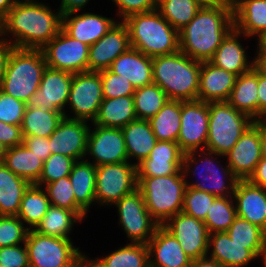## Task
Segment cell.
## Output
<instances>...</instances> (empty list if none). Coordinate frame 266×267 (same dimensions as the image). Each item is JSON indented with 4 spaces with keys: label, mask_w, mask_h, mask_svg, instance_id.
Returning a JSON list of instances; mask_svg holds the SVG:
<instances>
[{
    "label": "cell",
    "mask_w": 266,
    "mask_h": 267,
    "mask_svg": "<svg viewBox=\"0 0 266 267\" xmlns=\"http://www.w3.org/2000/svg\"><path fill=\"white\" fill-rule=\"evenodd\" d=\"M162 226L177 239L192 261L208 256L209 233L204 221L179 212Z\"/></svg>",
    "instance_id": "obj_15"
},
{
    "label": "cell",
    "mask_w": 266,
    "mask_h": 267,
    "mask_svg": "<svg viewBox=\"0 0 266 267\" xmlns=\"http://www.w3.org/2000/svg\"><path fill=\"white\" fill-rule=\"evenodd\" d=\"M102 81L99 72H80L73 74L67 105L74 116L64 117L88 121L95 120L103 101ZM69 103V104H68Z\"/></svg>",
    "instance_id": "obj_13"
},
{
    "label": "cell",
    "mask_w": 266,
    "mask_h": 267,
    "mask_svg": "<svg viewBox=\"0 0 266 267\" xmlns=\"http://www.w3.org/2000/svg\"><path fill=\"white\" fill-rule=\"evenodd\" d=\"M77 221L82 220L73 211L50 205L34 231L44 236L70 239L69 233Z\"/></svg>",
    "instance_id": "obj_39"
},
{
    "label": "cell",
    "mask_w": 266,
    "mask_h": 267,
    "mask_svg": "<svg viewBox=\"0 0 266 267\" xmlns=\"http://www.w3.org/2000/svg\"><path fill=\"white\" fill-rule=\"evenodd\" d=\"M85 267H149V251L145 244L129 243L103 258L90 260Z\"/></svg>",
    "instance_id": "obj_35"
},
{
    "label": "cell",
    "mask_w": 266,
    "mask_h": 267,
    "mask_svg": "<svg viewBox=\"0 0 266 267\" xmlns=\"http://www.w3.org/2000/svg\"><path fill=\"white\" fill-rule=\"evenodd\" d=\"M248 180L259 187L266 188V157L261 158Z\"/></svg>",
    "instance_id": "obj_56"
},
{
    "label": "cell",
    "mask_w": 266,
    "mask_h": 267,
    "mask_svg": "<svg viewBox=\"0 0 266 267\" xmlns=\"http://www.w3.org/2000/svg\"><path fill=\"white\" fill-rule=\"evenodd\" d=\"M131 47L149 57L178 52L179 32L156 9L126 17Z\"/></svg>",
    "instance_id": "obj_4"
},
{
    "label": "cell",
    "mask_w": 266,
    "mask_h": 267,
    "mask_svg": "<svg viewBox=\"0 0 266 267\" xmlns=\"http://www.w3.org/2000/svg\"><path fill=\"white\" fill-rule=\"evenodd\" d=\"M208 122L209 103L201 100L181 101V124L177 143L184 154L206 149Z\"/></svg>",
    "instance_id": "obj_14"
},
{
    "label": "cell",
    "mask_w": 266,
    "mask_h": 267,
    "mask_svg": "<svg viewBox=\"0 0 266 267\" xmlns=\"http://www.w3.org/2000/svg\"><path fill=\"white\" fill-rule=\"evenodd\" d=\"M149 122L157 141L177 142L181 124V101L168 100Z\"/></svg>",
    "instance_id": "obj_38"
},
{
    "label": "cell",
    "mask_w": 266,
    "mask_h": 267,
    "mask_svg": "<svg viewBox=\"0 0 266 267\" xmlns=\"http://www.w3.org/2000/svg\"><path fill=\"white\" fill-rule=\"evenodd\" d=\"M233 196L217 197L211 204L204 223L208 233L226 232L237 217Z\"/></svg>",
    "instance_id": "obj_43"
},
{
    "label": "cell",
    "mask_w": 266,
    "mask_h": 267,
    "mask_svg": "<svg viewBox=\"0 0 266 267\" xmlns=\"http://www.w3.org/2000/svg\"><path fill=\"white\" fill-rule=\"evenodd\" d=\"M62 28L61 13L35 1H17L5 17L4 33L16 37L13 47L42 49ZM7 33V34H6Z\"/></svg>",
    "instance_id": "obj_2"
},
{
    "label": "cell",
    "mask_w": 266,
    "mask_h": 267,
    "mask_svg": "<svg viewBox=\"0 0 266 267\" xmlns=\"http://www.w3.org/2000/svg\"><path fill=\"white\" fill-rule=\"evenodd\" d=\"M254 67L266 76V50H258L257 56L254 58Z\"/></svg>",
    "instance_id": "obj_59"
},
{
    "label": "cell",
    "mask_w": 266,
    "mask_h": 267,
    "mask_svg": "<svg viewBox=\"0 0 266 267\" xmlns=\"http://www.w3.org/2000/svg\"><path fill=\"white\" fill-rule=\"evenodd\" d=\"M257 50H266V30L257 38Z\"/></svg>",
    "instance_id": "obj_63"
},
{
    "label": "cell",
    "mask_w": 266,
    "mask_h": 267,
    "mask_svg": "<svg viewBox=\"0 0 266 267\" xmlns=\"http://www.w3.org/2000/svg\"><path fill=\"white\" fill-rule=\"evenodd\" d=\"M61 111L26 107L21 123L23 137H50L63 119Z\"/></svg>",
    "instance_id": "obj_37"
},
{
    "label": "cell",
    "mask_w": 266,
    "mask_h": 267,
    "mask_svg": "<svg viewBox=\"0 0 266 267\" xmlns=\"http://www.w3.org/2000/svg\"><path fill=\"white\" fill-rule=\"evenodd\" d=\"M209 258L215 260L223 267H245L248 263L258 257L247 245H239L232 241L227 232H216L209 234Z\"/></svg>",
    "instance_id": "obj_29"
},
{
    "label": "cell",
    "mask_w": 266,
    "mask_h": 267,
    "mask_svg": "<svg viewBox=\"0 0 266 267\" xmlns=\"http://www.w3.org/2000/svg\"><path fill=\"white\" fill-rule=\"evenodd\" d=\"M47 67L41 49L13 47L9 55L0 90L23 102L38 89Z\"/></svg>",
    "instance_id": "obj_5"
},
{
    "label": "cell",
    "mask_w": 266,
    "mask_h": 267,
    "mask_svg": "<svg viewBox=\"0 0 266 267\" xmlns=\"http://www.w3.org/2000/svg\"><path fill=\"white\" fill-rule=\"evenodd\" d=\"M70 12L62 15V29L72 38L88 46L100 40L117 21L93 13L73 15Z\"/></svg>",
    "instance_id": "obj_24"
},
{
    "label": "cell",
    "mask_w": 266,
    "mask_h": 267,
    "mask_svg": "<svg viewBox=\"0 0 266 267\" xmlns=\"http://www.w3.org/2000/svg\"><path fill=\"white\" fill-rule=\"evenodd\" d=\"M93 126L88 133L86 156L90 154L95 166L129 161L121 128Z\"/></svg>",
    "instance_id": "obj_18"
},
{
    "label": "cell",
    "mask_w": 266,
    "mask_h": 267,
    "mask_svg": "<svg viewBox=\"0 0 266 267\" xmlns=\"http://www.w3.org/2000/svg\"><path fill=\"white\" fill-rule=\"evenodd\" d=\"M217 197L209 192L187 187L184 194L182 212L196 219L204 221L211 204Z\"/></svg>",
    "instance_id": "obj_47"
},
{
    "label": "cell",
    "mask_w": 266,
    "mask_h": 267,
    "mask_svg": "<svg viewBox=\"0 0 266 267\" xmlns=\"http://www.w3.org/2000/svg\"><path fill=\"white\" fill-rule=\"evenodd\" d=\"M76 204L87 214L95 199L96 166L87 160L76 161L69 174Z\"/></svg>",
    "instance_id": "obj_34"
},
{
    "label": "cell",
    "mask_w": 266,
    "mask_h": 267,
    "mask_svg": "<svg viewBox=\"0 0 266 267\" xmlns=\"http://www.w3.org/2000/svg\"><path fill=\"white\" fill-rule=\"evenodd\" d=\"M149 267H190L192 260L184 253L177 239L159 225L147 243ZM153 255L155 257H153Z\"/></svg>",
    "instance_id": "obj_23"
},
{
    "label": "cell",
    "mask_w": 266,
    "mask_h": 267,
    "mask_svg": "<svg viewBox=\"0 0 266 267\" xmlns=\"http://www.w3.org/2000/svg\"><path fill=\"white\" fill-rule=\"evenodd\" d=\"M258 257L262 258L263 265L264 267H266V238H265L264 245L262 246Z\"/></svg>",
    "instance_id": "obj_64"
},
{
    "label": "cell",
    "mask_w": 266,
    "mask_h": 267,
    "mask_svg": "<svg viewBox=\"0 0 266 267\" xmlns=\"http://www.w3.org/2000/svg\"><path fill=\"white\" fill-rule=\"evenodd\" d=\"M168 100L167 94L155 83L135 88L133 102L137 119L149 120Z\"/></svg>",
    "instance_id": "obj_42"
},
{
    "label": "cell",
    "mask_w": 266,
    "mask_h": 267,
    "mask_svg": "<svg viewBox=\"0 0 266 267\" xmlns=\"http://www.w3.org/2000/svg\"><path fill=\"white\" fill-rule=\"evenodd\" d=\"M190 267H223L208 256L193 260Z\"/></svg>",
    "instance_id": "obj_60"
},
{
    "label": "cell",
    "mask_w": 266,
    "mask_h": 267,
    "mask_svg": "<svg viewBox=\"0 0 266 267\" xmlns=\"http://www.w3.org/2000/svg\"><path fill=\"white\" fill-rule=\"evenodd\" d=\"M49 206L46 191L41 186L31 184L21 200L17 217L25 224H29V230H34L47 213Z\"/></svg>",
    "instance_id": "obj_40"
},
{
    "label": "cell",
    "mask_w": 266,
    "mask_h": 267,
    "mask_svg": "<svg viewBox=\"0 0 266 267\" xmlns=\"http://www.w3.org/2000/svg\"><path fill=\"white\" fill-rule=\"evenodd\" d=\"M261 121L266 125V113L263 115Z\"/></svg>",
    "instance_id": "obj_68"
},
{
    "label": "cell",
    "mask_w": 266,
    "mask_h": 267,
    "mask_svg": "<svg viewBox=\"0 0 266 267\" xmlns=\"http://www.w3.org/2000/svg\"><path fill=\"white\" fill-rule=\"evenodd\" d=\"M234 28L233 4H204L179 31V49L196 61H210L222 40Z\"/></svg>",
    "instance_id": "obj_1"
},
{
    "label": "cell",
    "mask_w": 266,
    "mask_h": 267,
    "mask_svg": "<svg viewBox=\"0 0 266 267\" xmlns=\"http://www.w3.org/2000/svg\"><path fill=\"white\" fill-rule=\"evenodd\" d=\"M95 183L96 202L116 204L137 189V165L127 161L96 166Z\"/></svg>",
    "instance_id": "obj_10"
},
{
    "label": "cell",
    "mask_w": 266,
    "mask_h": 267,
    "mask_svg": "<svg viewBox=\"0 0 266 267\" xmlns=\"http://www.w3.org/2000/svg\"><path fill=\"white\" fill-rule=\"evenodd\" d=\"M184 153L177 142L157 141L149 156L137 165V177H159L182 170Z\"/></svg>",
    "instance_id": "obj_21"
},
{
    "label": "cell",
    "mask_w": 266,
    "mask_h": 267,
    "mask_svg": "<svg viewBox=\"0 0 266 267\" xmlns=\"http://www.w3.org/2000/svg\"><path fill=\"white\" fill-rule=\"evenodd\" d=\"M237 75L212 64L201 62L197 100L203 102L228 101Z\"/></svg>",
    "instance_id": "obj_25"
},
{
    "label": "cell",
    "mask_w": 266,
    "mask_h": 267,
    "mask_svg": "<svg viewBox=\"0 0 266 267\" xmlns=\"http://www.w3.org/2000/svg\"><path fill=\"white\" fill-rule=\"evenodd\" d=\"M253 123L254 120L237 111L227 101L209 102L208 138L205 150L225 156Z\"/></svg>",
    "instance_id": "obj_7"
},
{
    "label": "cell",
    "mask_w": 266,
    "mask_h": 267,
    "mask_svg": "<svg viewBox=\"0 0 266 267\" xmlns=\"http://www.w3.org/2000/svg\"><path fill=\"white\" fill-rule=\"evenodd\" d=\"M233 198L237 216L266 232V188L259 187L249 180H238Z\"/></svg>",
    "instance_id": "obj_22"
},
{
    "label": "cell",
    "mask_w": 266,
    "mask_h": 267,
    "mask_svg": "<svg viewBox=\"0 0 266 267\" xmlns=\"http://www.w3.org/2000/svg\"><path fill=\"white\" fill-rule=\"evenodd\" d=\"M31 183L0 163V215L17 216L21 200Z\"/></svg>",
    "instance_id": "obj_33"
},
{
    "label": "cell",
    "mask_w": 266,
    "mask_h": 267,
    "mask_svg": "<svg viewBox=\"0 0 266 267\" xmlns=\"http://www.w3.org/2000/svg\"><path fill=\"white\" fill-rule=\"evenodd\" d=\"M118 7L122 21L135 13H146L157 9L158 0H112Z\"/></svg>",
    "instance_id": "obj_52"
},
{
    "label": "cell",
    "mask_w": 266,
    "mask_h": 267,
    "mask_svg": "<svg viewBox=\"0 0 266 267\" xmlns=\"http://www.w3.org/2000/svg\"><path fill=\"white\" fill-rule=\"evenodd\" d=\"M87 121L63 117L49 137L51 154H63L76 161L83 160L89 133Z\"/></svg>",
    "instance_id": "obj_20"
},
{
    "label": "cell",
    "mask_w": 266,
    "mask_h": 267,
    "mask_svg": "<svg viewBox=\"0 0 266 267\" xmlns=\"http://www.w3.org/2000/svg\"><path fill=\"white\" fill-rule=\"evenodd\" d=\"M186 178L182 170L169 176L137 177V188L142 192L147 210L159 225L182 212Z\"/></svg>",
    "instance_id": "obj_6"
},
{
    "label": "cell",
    "mask_w": 266,
    "mask_h": 267,
    "mask_svg": "<svg viewBox=\"0 0 266 267\" xmlns=\"http://www.w3.org/2000/svg\"><path fill=\"white\" fill-rule=\"evenodd\" d=\"M75 162V159L63 154H51L44 161L41 175L35 184L42 187L62 177L69 176Z\"/></svg>",
    "instance_id": "obj_46"
},
{
    "label": "cell",
    "mask_w": 266,
    "mask_h": 267,
    "mask_svg": "<svg viewBox=\"0 0 266 267\" xmlns=\"http://www.w3.org/2000/svg\"><path fill=\"white\" fill-rule=\"evenodd\" d=\"M50 205L73 211L81 220L86 213L76 204L69 176L44 185Z\"/></svg>",
    "instance_id": "obj_45"
},
{
    "label": "cell",
    "mask_w": 266,
    "mask_h": 267,
    "mask_svg": "<svg viewBox=\"0 0 266 267\" xmlns=\"http://www.w3.org/2000/svg\"><path fill=\"white\" fill-rule=\"evenodd\" d=\"M241 35L240 32L233 28L222 40L210 60L215 66L237 76L247 73L254 68V61L251 63L248 61L245 49L238 40Z\"/></svg>",
    "instance_id": "obj_27"
},
{
    "label": "cell",
    "mask_w": 266,
    "mask_h": 267,
    "mask_svg": "<svg viewBox=\"0 0 266 267\" xmlns=\"http://www.w3.org/2000/svg\"><path fill=\"white\" fill-rule=\"evenodd\" d=\"M17 1H19V0H15V2H17ZM20 1H21V0H20ZM25 1H34V0H24V2H25Z\"/></svg>",
    "instance_id": "obj_69"
},
{
    "label": "cell",
    "mask_w": 266,
    "mask_h": 267,
    "mask_svg": "<svg viewBox=\"0 0 266 267\" xmlns=\"http://www.w3.org/2000/svg\"><path fill=\"white\" fill-rule=\"evenodd\" d=\"M153 83L157 84L169 100H197L201 62L180 50L170 55L152 58Z\"/></svg>",
    "instance_id": "obj_3"
},
{
    "label": "cell",
    "mask_w": 266,
    "mask_h": 267,
    "mask_svg": "<svg viewBox=\"0 0 266 267\" xmlns=\"http://www.w3.org/2000/svg\"><path fill=\"white\" fill-rule=\"evenodd\" d=\"M198 154V151H191L188 153H185L183 155V163H182V171L184 176L186 177V175L188 176V174L191 172V167L194 165V163L198 164V162L202 163L201 165H204L203 167H205V171L203 169V167L201 168L202 171H198L197 169H200V165L196 166L195 168H192L193 174H197L199 176L202 177L203 182L200 180V182H187L186 180V184L187 187H192L195 188L196 190H200V191H205V192H209L210 194H213L216 197H227V196H233L234 193V189H235V185L238 181V179L234 176V174L231 171V168L228 166V164H226V167L221 168L222 169L220 171L219 167L217 168V164L214 163L215 160L211 157L212 156H218L220 157H224L222 155H219L217 153H213L211 151H207V150H200L199 151V157L202 155H204L203 158L198 159L196 157V155ZM206 154V156H205ZM210 157H209V156ZM198 159V160H197ZM213 159V160H212ZM204 172V173H203ZM227 181L226 183L224 182V180ZM206 182H208L209 185H206ZM205 183V184H203ZM227 184V185H226Z\"/></svg>",
    "instance_id": "obj_9"
},
{
    "label": "cell",
    "mask_w": 266,
    "mask_h": 267,
    "mask_svg": "<svg viewBox=\"0 0 266 267\" xmlns=\"http://www.w3.org/2000/svg\"><path fill=\"white\" fill-rule=\"evenodd\" d=\"M203 5L199 0H158L157 10L179 32Z\"/></svg>",
    "instance_id": "obj_41"
},
{
    "label": "cell",
    "mask_w": 266,
    "mask_h": 267,
    "mask_svg": "<svg viewBox=\"0 0 266 267\" xmlns=\"http://www.w3.org/2000/svg\"><path fill=\"white\" fill-rule=\"evenodd\" d=\"M109 70L129 80L135 88L153 83L152 57L133 47L115 59Z\"/></svg>",
    "instance_id": "obj_26"
},
{
    "label": "cell",
    "mask_w": 266,
    "mask_h": 267,
    "mask_svg": "<svg viewBox=\"0 0 266 267\" xmlns=\"http://www.w3.org/2000/svg\"><path fill=\"white\" fill-rule=\"evenodd\" d=\"M47 67L70 73L88 72L89 46L62 28L42 49Z\"/></svg>",
    "instance_id": "obj_12"
},
{
    "label": "cell",
    "mask_w": 266,
    "mask_h": 267,
    "mask_svg": "<svg viewBox=\"0 0 266 267\" xmlns=\"http://www.w3.org/2000/svg\"><path fill=\"white\" fill-rule=\"evenodd\" d=\"M72 78L73 73L46 67L39 89L29 97L26 107L61 111L65 116Z\"/></svg>",
    "instance_id": "obj_16"
},
{
    "label": "cell",
    "mask_w": 266,
    "mask_h": 267,
    "mask_svg": "<svg viewBox=\"0 0 266 267\" xmlns=\"http://www.w3.org/2000/svg\"><path fill=\"white\" fill-rule=\"evenodd\" d=\"M228 166L238 180H248L262 158L261 120L254 121L225 155Z\"/></svg>",
    "instance_id": "obj_17"
},
{
    "label": "cell",
    "mask_w": 266,
    "mask_h": 267,
    "mask_svg": "<svg viewBox=\"0 0 266 267\" xmlns=\"http://www.w3.org/2000/svg\"><path fill=\"white\" fill-rule=\"evenodd\" d=\"M23 144L43 162L51 155L49 137H23Z\"/></svg>",
    "instance_id": "obj_54"
},
{
    "label": "cell",
    "mask_w": 266,
    "mask_h": 267,
    "mask_svg": "<svg viewBox=\"0 0 266 267\" xmlns=\"http://www.w3.org/2000/svg\"><path fill=\"white\" fill-rule=\"evenodd\" d=\"M102 81L103 98H116L121 96H133L135 87L129 80L121 75L111 72L109 69L100 71Z\"/></svg>",
    "instance_id": "obj_49"
},
{
    "label": "cell",
    "mask_w": 266,
    "mask_h": 267,
    "mask_svg": "<svg viewBox=\"0 0 266 267\" xmlns=\"http://www.w3.org/2000/svg\"><path fill=\"white\" fill-rule=\"evenodd\" d=\"M25 246L30 267H85L86 256L71 239L44 236L31 229Z\"/></svg>",
    "instance_id": "obj_8"
},
{
    "label": "cell",
    "mask_w": 266,
    "mask_h": 267,
    "mask_svg": "<svg viewBox=\"0 0 266 267\" xmlns=\"http://www.w3.org/2000/svg\"><path fill=\"white\" fill-rule=\"evenodd\" d=\"M9 39H0V84L2 82L9 55L12 51V42Z\"/></svg>",
    "instance_id": "obj_57"
},
{
    "label": "cell",
    "mask_w": 266,
    "mask_h": 267,
    "mask_svg": "<svg viewBox=\"0 0 266 267\" xmlns=\"http://www.w3.org/2000/svg\"><path fill=\"white\" fill-rule=\"evenodd\" d=\"M261 150L262 157H266V125L261 121Z\"/></svg>",
    "instance_id": "obj_62"
},
{
    "label": "cell",
    "mask_w": 266,
    "mask_h": 267,
    "mask_svg": "<svg viewBox=\"0 0 266 267\" xmlns=\"http://www.w3.org/2000/svg\"><path fill=\"white\" fill-rule=\"evenodd\" d=\"M0 265L4 267H30L28 252L23 243L0 248Z\"/></svg>",
    "instance_id": "obj_51"
},
{
    "label": "cell",
    "mask_w": 266,
    "mask_h": 267,
    "mask_svg": "<svg viewBox=\"0 0 266 267\" xmlns=\"http://www.w3.org/2000/svg\"><path fill=\"white\" fill-rule=\"evenodd\" d=\"M266 113V76L258 71V120Z\"/></svg>",
    "instance_id": "obj_55"
},
{
    "label": "cell",
    "mask_w": 266,
    "mask_h": 267,
    "mask_svg": "<svg viewBox=\"0 0 266 267\" xmlns=\"http://www.w3.org/2000/svg\"><path fill=\"white\" fill-rule=\"evenodd\" d=\"M14 4L15 0H0V14L5 18Z\"/></svg>",
    "instance_id": "obj_61"
},
{
    "label": "cell",
    "mask_w": 266,
    "mask_h": 267,
    "mask_svg": "<svg viewBox=\"0 0 266 267\" xmlns=\"http://www.w3.org/2000/svg\"><path fill=\"white\" fill-rule=\"evenodd\" d=\"M2 163L14 174L35 184L41 175L44 162L22 143L10 147Z\"/></svg>",
    "instance_id": "obj_36"
},
{
    "label": "cell",
    "mask_w": 266,
    "mask_h": 267,
    "mask_svg": "<svg viewBox=\"0 0 266 267\" xmlns=\"http://www.w3.org/2000/svg\"><path fill=\"white\" fill-rule=\"evenodd\" d=\"M226 232L232 241L247 245V249L258 257L266 238V232L262 228L237 216Z\"/></svg>",
    "instance_id": "obj_44"
},
{
    "label": "cell",
    "mask_w": 266,
    "mask_h": 267,
    "mask_svg": "<svg viewBox=\"0 0 266 267\" xmlns=\"http://www.w3.org/2000/svg\"><path fill=\"white\" fill-rule=\"evenodd\" d=\"M231 1L234 29L245 37H259L266 30V0Z\"/></svg>",
    "instance_id": "obj_28"
},
{
    "label": "cell",
    "mask_w": 266,
    "mask_h": 267,
    "mask_svg": "<svg viewBox=\"0 0 266 267\" xmlns=\"http://www.w3.org/2000/svg\"><path fill=\"white\" fill-rule=\"evenodd\" d=\"M121 130L124 136L128 160L136 158L137 162L135 164L138 165L149 156L157 142L150 122L149 120L136 119L129 122Z\"/></svg>",
    "instance_id": "obj_31"
},
{
    "label": "cell",
    "mask_w": 266,
    "mask_h": 267,
    "mask_svg": "<svg viewBox=\"0 0 266 267\" xmlns=\"http://www.w3.org/2000/svg\"><path fill=\"white\" fill-rule=\"evenodd\" d=\"M227 102L237 111L258 121V70L255 67L237 76Z\"/></svg>",
    "instance_id": "obj_30"
},
{
    "label": "cell",
    "mask_w": 266,
    "mask_h": 267,
    "mask_svg": "<svg viewBox=\"0 0 266 267\" xmlns=\"http://www.w3.org/2000/svg\"><path fill=\"white\" fill-rule=\"evenodd\" d=\"M8 147L0 142V163H2Z\"/></svg>",
    "instance_id": "obj_65"
},
{
    "label": "cell",
    "mask_w": 266,
    "mask_h": 267,
    "mask_svg": "<svg viewBox=\"0 0 266 267\" xmlns=\"http://www.w3.org/2000/svg\"><path fill=\"white\" fill-rule=\"evenodd\" d=\"M28 231L17 216L0 215V248L25 243Z\"/></svg>",
    "instance_id": "obj_48"
},
{
    "label": "cell",
    "mask_w": 266,
    "mask_h": 267,
    "mask_svg": "<svg viewBox=\"0 0 266 267\" xmlns=\"http://www.w3.org/2000/svg\"><path fill=\"white\" fill-rule=\"evenodd\" d=\"M136 119L133 96L104 98L93 125L123 128Z\"/></svg>",
    "instance_id": "obj_32"
},
{
    "label": "cell",
    "mask_w": 266,
    "mask_h": 267,
    "mask_svg": "<svg viewBox=\"0 0 266 267\" xmlns=\"http://www.w3.org/2000/svg\"><path fill=\"white\" fill-rule=\"evenodd\" d=\"M203 4H217L222 2H232L231 0H199Z\"/></svg>",
    "instance_id": "obj_66"
},
{
    "label": "cell",
    "mask_w": 266,
    "mask_h": 267,
    "mask_svg": "<svg viewBox=\"0 0 266 267\" xmlns=\"http://www.w3.org/2000/svg\"><path fill=\"white\" fill-rule=\"evenodd\" d=\"M0 142L8 148L23 143L21 126L6 124L0 121Z\"/></svg>",
    "instance_id": "obj_53"
},
{
    "label": "cell",
    "mask_w": 266,
    "mask_h": 267,
    "mask_svg": "<svg viewBox=\"0 0 266 267\" xmlns=\"http://www.w3.org/2000/svg\"><path fill=\"white\" fill-rule=\"evenodd\" d=\"M118 210L119 223L131 243L147 245L159 224L147 210L142 192L137 188L125 195L115 204Z\"/></svg>",
    "instance_id": "obj_11"
},
{
    "label": "cell",
    "mask_w": 266,
    "mask_h": 267,
    "mask_svg": "<svg viewBox=\"0 0 266 267\" xmlns=\"http://www.w3.org/2000/svg\"><path fill=\"white\" fill-rule=\"evenodd\" d=\"M89 0H61V4L59 6V12L61 15L70 13V12H78L88 3Z\"/></svg>",
    "instance_id": "obj_58"
},
{
    "label": "cell",
    "mask_w": 266,
    "mask_h": 267,
    "mask_svg": "<svg viewBox=\"0 0 266 267\" xmlns=\"http://www.w3.org/2000/svg\"><path fill=\"white\" fill-rule=\"evenodd\" d=\"M130 47L127 26L122 20L116 22L100 40L89 46L88 71L109 69L111 63Z\"/></svg>",
    "instance_id": "obj_19"
},
{
    "label": "cell",
    "mask_w": 266,
    "mask_h": 267,
    "mask_svg": "<svg viewBox=\"0 0 266 267\" xmlns=\"http://www.w3.org/2000/svg\"><path fill=\"white\" fill-rule=\"evenodd\" d=\"M25 109V102L15 99L0 90V121L20 126Z\"/></svg>",
    "instance_id": "obj_50"
},
{
    "label": "cell",
    "mask_w": 266,
    "mask_h": 267,
    "mask_svg": "<svg viewBox=\"0 0 266 267\" xmlns=\"http://www.w3.org/2000/svg\"><path fill=\"white\" fill-rule=\"evenodd\" d=\"M4 22H5V18L0 14V37L2 38V36L5 35L4 33Z\"/></svg>",
    "instance_id": "obj_67"
}]
</instances>
